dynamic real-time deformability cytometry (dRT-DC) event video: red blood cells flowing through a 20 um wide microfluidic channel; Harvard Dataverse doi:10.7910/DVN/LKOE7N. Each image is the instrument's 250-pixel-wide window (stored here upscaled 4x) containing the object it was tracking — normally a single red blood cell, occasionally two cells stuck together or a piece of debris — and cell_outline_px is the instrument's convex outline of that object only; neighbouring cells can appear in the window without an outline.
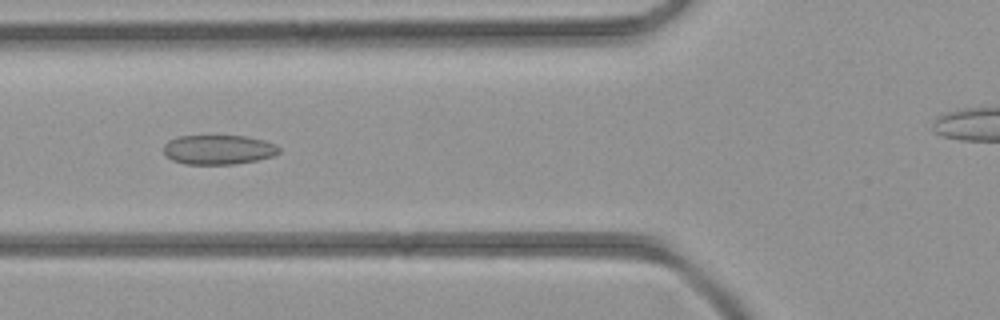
{"species": "common noctule bat (a hibernating species)", "species_latin": "Nyctalus noctula", "temperature_condition": "room temperature", "stored_images_in_passage": 35, "camera_frame_rate_fps": 3000, "um_per_image_px": 0.085, "animal": {"sex": "female", "body_mass_g": 21.9}, "frame": {"image": 1, "passage_image": 13, "time_ms": 4.0, "image_size_px": [1000, 320], "cell_outline_px": [[280, 152], [272, 156], [256, 160], [232, 164], [184, 164], [172, 160], [164, 152], [164, 144], [168, 140], [180, 136], [244, 136], [264, 140], [276, 144], [280, 148]], "centroid_in_image_um": [18.57, 12.72], "position_along_channel_um": 107.2, "area_um2": 19.77}}
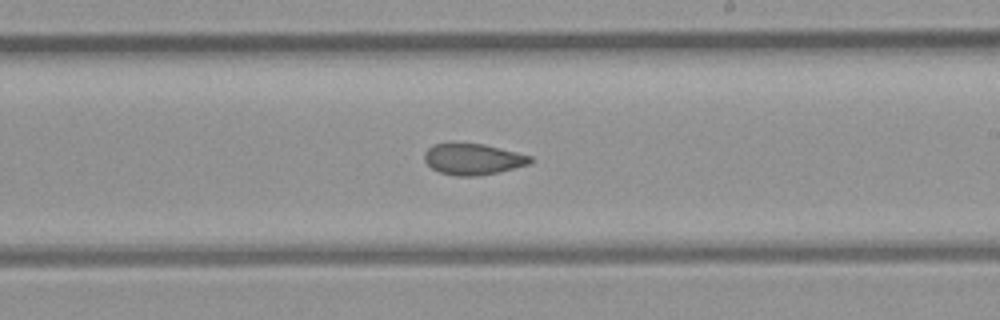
{"frame": {"image": 2, "passage_image": 22, "time_ms": 7.0, "image_size_px": [1000, 320], "cell_outline_px": [[532, 160], [528, 164], [496, 172], [472, 176], [456, 176], [440, 172], [432, 168], [424, 160], [424, 152], [432, 144], [448, 140], [452, 140], [484, 144], [532, 156]], "centroid_in_image_um": [40.11, 13.47], "position_along_channel_um": 248.9, "area_um2": 19.59}}
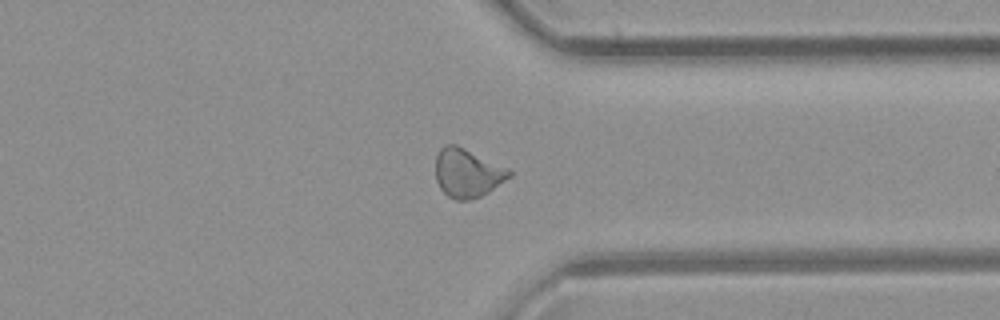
{"frame": {"image": 3, "passage_image": 30, "time_ms": 9.667, "image_size_px": [1000, 320], "cell_outline_px": [[512, 176], [488, 192], [472, 200], [456, 200], [448, 196], [440, 188], [436, 180], [436, 156], [440, 148], [444, 144], [456, 144], [512, 168]], "centroid_in_image_um": [39.77, 14.68], "position_along_channel_um": 371.6, "area_um2": 21.33}}